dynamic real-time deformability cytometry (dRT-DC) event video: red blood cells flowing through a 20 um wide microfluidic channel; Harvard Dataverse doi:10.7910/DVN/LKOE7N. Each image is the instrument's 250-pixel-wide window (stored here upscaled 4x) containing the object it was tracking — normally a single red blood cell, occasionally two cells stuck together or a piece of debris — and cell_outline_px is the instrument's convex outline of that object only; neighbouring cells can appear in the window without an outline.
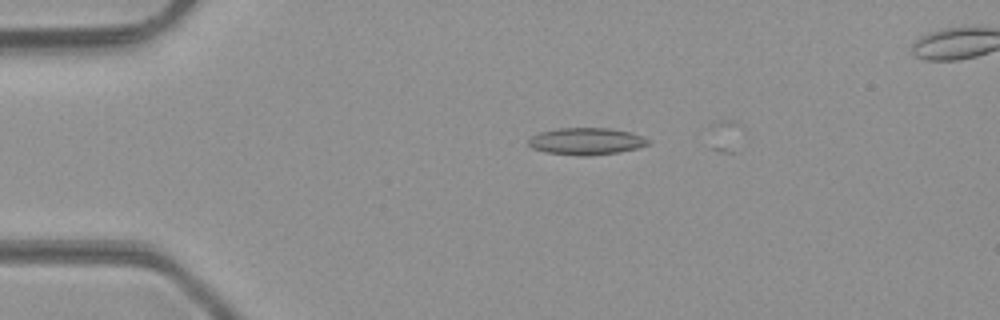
{"species": "common noctule bat (a hibernating species)", "species_latin": "Nyctalus noctula", "temperature_condition": "room temperature", "stored_images_in_passage": 11, "camera_frame_rate_fps": 3000, "um_per_image_px": 0.085, "animal": {"sex": "male", "body_mass_g": 23.1, "forearm_length_mm": 52.7}, "frame": {"image": 1, "passage_image": 4, "time_ms": 1.0, "image_size_px": [1000, 320], "cell_outline_px": [[652, 144], [620, 152], [588, 156], [580, 156], [544, 152], [532, 148], [528, 144], [528, 140], [532, 136], [540, 132], [556, 128], [608, 128], [632, 132], [644, 136], [652, 140]], "centroid_in_image_um": [49.88, 12.01], "position_along_channel_um": 35.1, "area_um2": 19.13}}
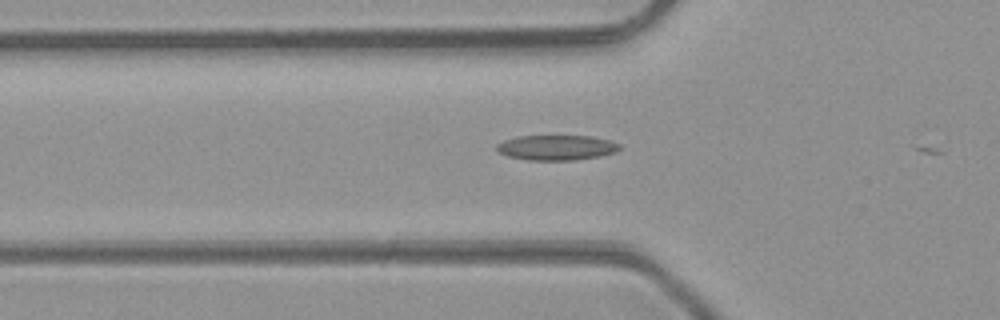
{"frame": {"image": 2, "passage_image": 10, "time_ms": 3.0, "image_size_px": [1000, 320], "cell_outline_px": [[620, 148], [616, 152], [600, 156], [572, 160], [528, 160], [508, 156], [496, 152], [496, 144], [504, 140], [520, 136], [592, 136], [612, 140], [620, 144]], "centroid_in_image_um": [47.31, 12.54], "position_along_channel_um": 78.5, "area_um2": 18.09}}